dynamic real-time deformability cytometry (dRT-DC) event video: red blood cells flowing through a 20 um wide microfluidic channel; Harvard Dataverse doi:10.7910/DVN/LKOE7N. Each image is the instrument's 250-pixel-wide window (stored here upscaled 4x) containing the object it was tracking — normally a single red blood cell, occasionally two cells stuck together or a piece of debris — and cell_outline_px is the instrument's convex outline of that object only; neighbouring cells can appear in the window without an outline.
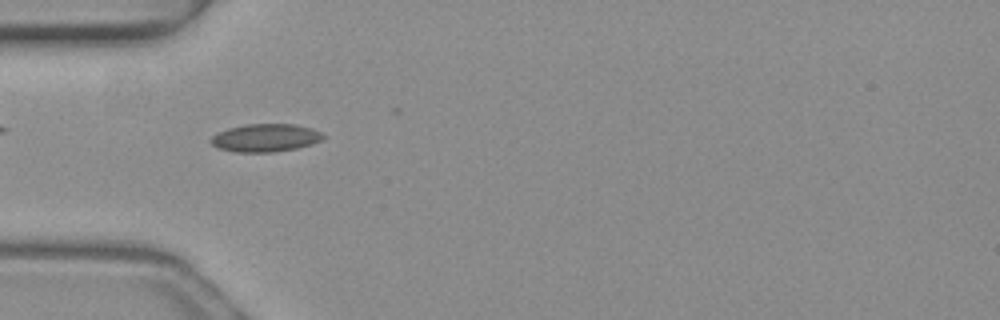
{"species": "common noctule bat (a hibernating species)", "species_latin": "Nyctalus noctula", "temperature_condition": "warm", "stored_images_in_passage": 49, "camera_frame_rate_fps": 3000, "um_per_image_px": 0.085, "animal": {"sex": "female", "body_mass_g": 19.3, "forearm_length_mm": 54.1}, "frame": {"image": 1, "passage_image": 15, "time_ms": 4.667, "image_size_px": [1000, 320], "cell_outline_px": [[324, 140], [312, 144], [296, 148], [272, 152], [236, 152], [216, 148], [208, 140], [212, 136], [228, 128], [248, 124], [296, 124], [312, 128], [320, 132], [324, 136]], "centroid_in_image_um": [22.56, 11.72], "position_along_channel_um": 62.4, "area_um2": 18.32}}
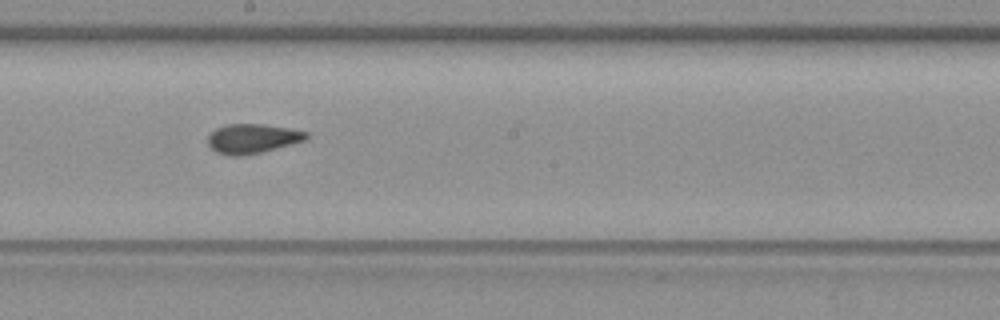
{"frame": {"image": 2, "passage_image": 27, "time_ms": 8.667, "image_size_px": [1000, 320], "cell_outline_px": [[308, 136], [304, 140], [264, 152], [240, 156], [232, 156], [216, 152], [208, 144], [208, 136], [216, 128], [228, 124], [260, 124], [288, 128], [308, 132]], "centroid_in_image_um": [21.44, 11.79], "position_along_channel_um": 226.8, "area_um2": 16.76}}
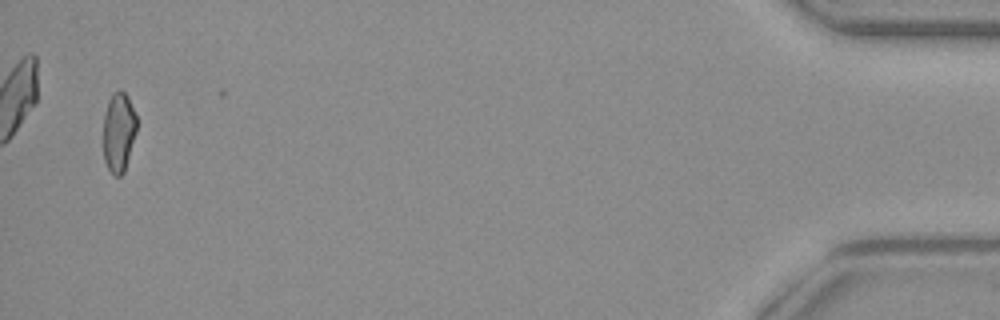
{"frame": {"image": 3, "passage_image": 48, "time_ms": 15.667, "image_size_px": [1000, 320], "cell_outline_px": [[136, 132], [124, 172], [120, 176], [112, 176], [104, 160], [104, 112], [108, 100], [112, 92], [120, 88], [128, 96], [136, 116]], "centroid_in_image_um": [10.08, 11.2], "position_along_channel_um": 425.1, "area_um2": 15.61}, "authors_computed_cell_mechanics": {"area_um2": 16.7042, "velocity_mm_per_s": 4.1385, "shape_relaxation_time_tau1_ms": null, "shape_relaxation_time_tau2_ms": 2.3557, "deformation_change_tau1": null, "deformation_change_tau2": 0.0737}}